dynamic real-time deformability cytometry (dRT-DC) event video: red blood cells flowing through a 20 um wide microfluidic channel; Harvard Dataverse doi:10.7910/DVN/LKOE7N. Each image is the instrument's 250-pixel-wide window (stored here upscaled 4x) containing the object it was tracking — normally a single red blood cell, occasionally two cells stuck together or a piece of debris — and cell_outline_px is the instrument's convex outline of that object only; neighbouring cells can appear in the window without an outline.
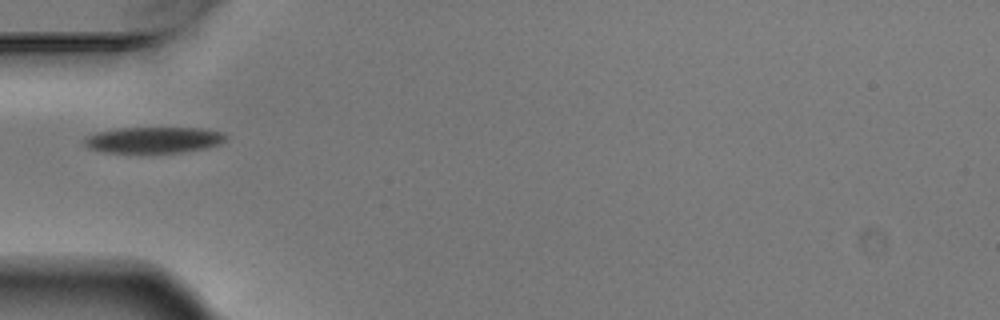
{"species": "Egyptian fruit bat (a non-hibernating species)", "species_latin": "Rousettus aegyptiacus", "temperature_condition": "warm", "stored_images_in_passage": 6, "camera_frame_rate_fps": 3000, "um_per_image_px": 0.085, "animal": {"sex": "male"}, "frame": {"image": 1, "passage_image": 1, "time_ms": 0.0, "image_size_px": [1000, 320], "cell_outline_px": [[228, 136], [220, 144], [204, 148], [180, 152], [104, 152], [92, 148], [84, 144], [84, 140], [88, 136], [96, 132], [120, 128], [204, 128], [220, 132]], "centroid_in_image_um": [13.09, 11.88], "position_along_channel_um": 71.9, "area_um2": 21.15}}
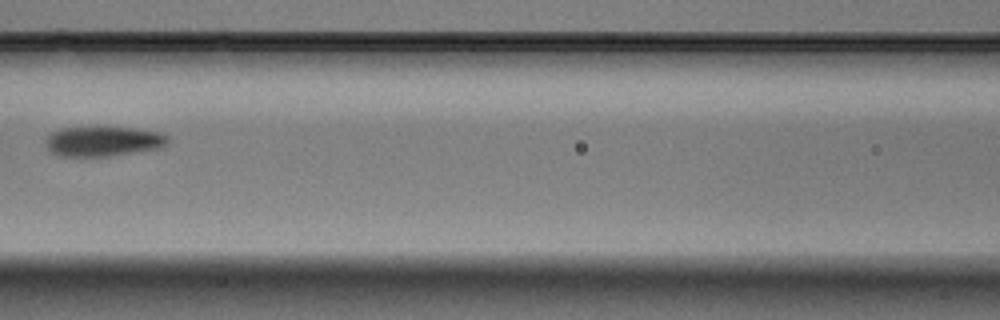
{"frame": {"image": 2, "passage_image": 3, "time_ms": 0.667, "image_size_px": [1000, 320], "cell_outline_px": [[168, 144], [156, 148], [108, 156], [64, 156], [52, 152], [48, 148], [48, 136], [52, 132], [60, 128], [136, 128], [160, 132], [168, 136]], "centroid_in_image_um": [8.81, 12.0], "position_along_channel_um": 157.8, "area_um2": 20.69}}
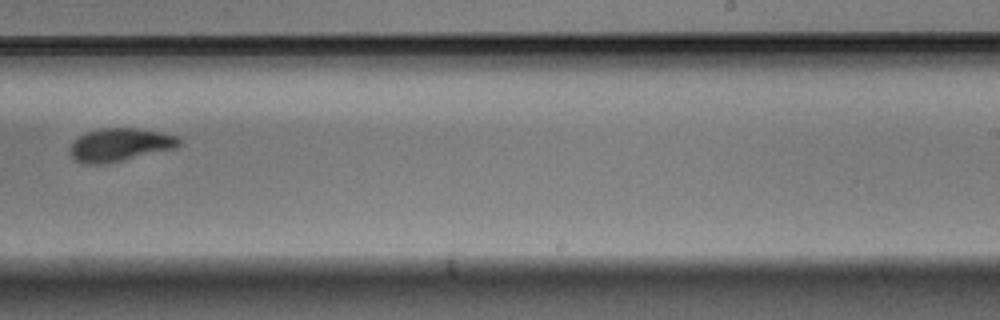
{"frame": {"image": 3, "passage_image": 6, "time_ms": 1.667, "image_size_px": [1000, 320], "cell_outline_px": [[180, 144], [176, 148], [104, 164], [84, 164], [76, 160], [68, 152], [68, 148], [72, 140], [76, 136], [84, 132], [100, 128], [136, 128], [160, 132], [176, 136], [180, 140]], "centroid_in_image_um": [10.1, 12.3], "position_along_channel_um": 278.9, "area_um2": 21.21}}